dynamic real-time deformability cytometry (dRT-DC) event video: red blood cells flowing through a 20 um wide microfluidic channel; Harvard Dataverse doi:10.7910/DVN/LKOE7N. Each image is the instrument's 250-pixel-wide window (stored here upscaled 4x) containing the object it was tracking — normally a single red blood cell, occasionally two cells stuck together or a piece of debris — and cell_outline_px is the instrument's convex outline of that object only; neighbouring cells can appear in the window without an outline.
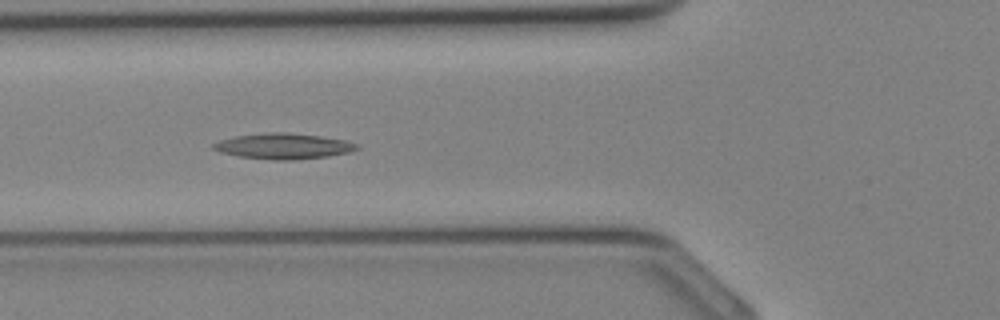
{"species": "Egyptian fruit bat (a non-hibernating species)", "species_latin": "Rousettus aegyptiacus", "temperature_condition": "cold", "stored_images_in_passage": 36, "segment_of_instrument_passage": [1, 2], "camera_frame_rate_fps": 3000, "um_per_image_px": 0.085, "animal": {"sex": "female"}, "frame": {"image": 1, "passage_image": 13, "time_ms": 4.0, "image_size_px": [1000, 320], "cell_outline_px": [[360, 148], [348, 152], [328, 156], [292, 160], [272, 160], [240, 156], [220, 152], [212, 148], [212, 144], [220, 140], [236, 136], [268, 132], [288, 132], [320, 136], [344, 140], [360, 144]], "centroid_in_image_um": [24.1, 12.42], "position_along_channel_um": 101.7, "area_um2": 21.39}}
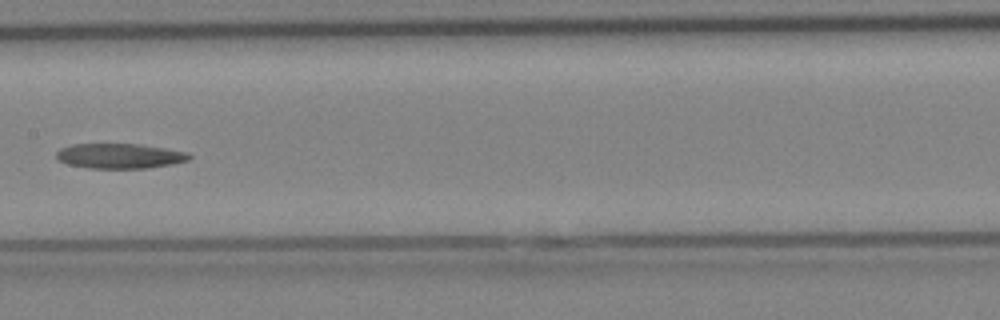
{"frame": {"image": 2, "passage_image": 18, "time_ms": 5.667, "image_size_px": [1000, 320], "cell_outline_px": [[192, 156], [188, 160], [172, 164], [148, 168], [88, 168], [68, 164], [60, 160], [56, 156], [56, 152], [60, 148], [72, 144], [140, 144], [188, 152]], "centroid_in_image_um": [10.18, 13.25], "position_along_channel_um": 197.2, "area_um2": 19.31}}
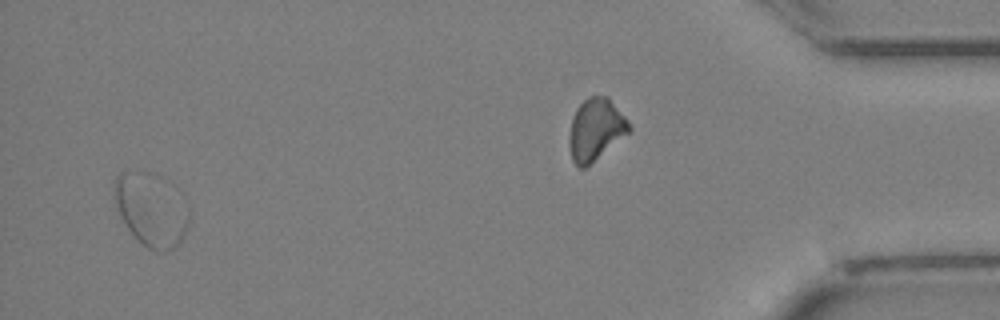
{"frame": {"image": 3, "passage_image": 34, "time_ms": 11.0, "image_size_px": [1000, 320], "cell_outline_px": [[188, 224], [176, 248], [168, 252], [156, 252], [148, 248], [128, 228], [120, 216], [112, 196], [112, 188], [116, 176], [120, 172], [124, 172], [188, 208]], "centroid_in_image_um": [12.72, 18.15], "position_along_channel_um": 422.5, "area_um2": 27.22}}